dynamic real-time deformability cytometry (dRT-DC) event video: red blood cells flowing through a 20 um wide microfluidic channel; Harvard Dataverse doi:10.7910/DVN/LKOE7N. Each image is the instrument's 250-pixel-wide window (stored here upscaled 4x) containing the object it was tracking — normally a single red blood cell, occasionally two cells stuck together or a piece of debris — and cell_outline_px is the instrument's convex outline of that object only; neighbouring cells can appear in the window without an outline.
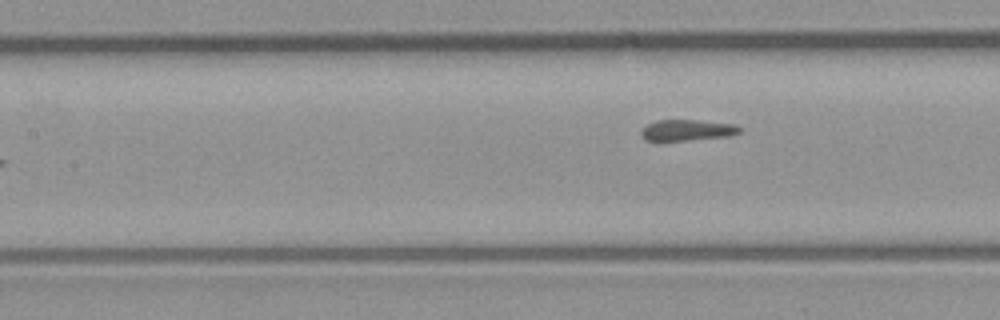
{"species": "common noctule bat (a hibernating species)", "species_latin": "Nyctalus noctula", "temperature_condition": "room temperature", "stored_images_in_passage": 8, "camera_frame_rate_fps": 3000, "um_per_image_px": 0.085, "animal": {"sex": "male", "body_mass_g": 23.1, "forearm_length_mm": 52.7}, "frame": {"image": 1, "passage_image": 8, "time_ms": 2.333, "image_size_px": [1000, 320], "cell_outline_px": [[744, 128], [740, 132], [732, 136], [684, 140], [644, 140], [640, 136], [640, 132], [648, 124], [656, 120], [696, 120], [736, 124]], "centroid_in_image_um": [58.46, 11.05], "position_along_channel_um": 148.9, "area_um2": 12.14}}